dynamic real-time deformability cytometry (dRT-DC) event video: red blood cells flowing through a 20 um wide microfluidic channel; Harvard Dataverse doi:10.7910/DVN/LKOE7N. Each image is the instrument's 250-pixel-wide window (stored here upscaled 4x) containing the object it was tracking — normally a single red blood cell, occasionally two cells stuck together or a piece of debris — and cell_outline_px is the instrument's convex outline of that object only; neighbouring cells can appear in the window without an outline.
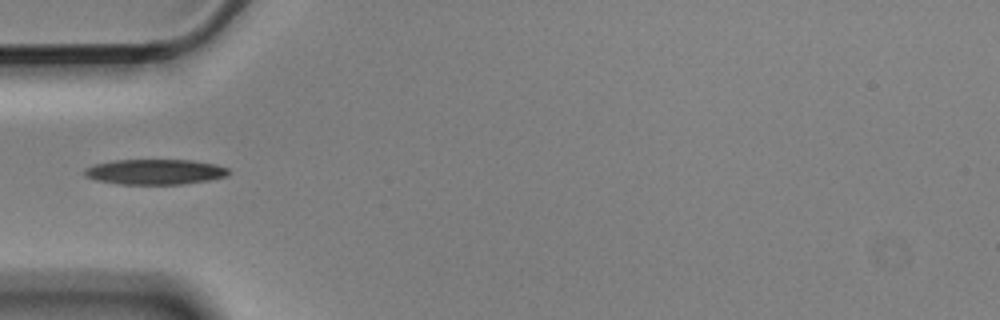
{"species": "Egyptian fruit bat (a non-hibernating species)", "species_latin": "Rousettus aegyptiacus", "temperature_condition": "cold", "stored_images_in_passage": 5, "camera_frame_rate_fps": 3000, "um_per_image_px": 0.085, "animal": {"sex": "male"}, "frame": {"image": 1, "passage_image": 5, "time_ms": 1.333, "image_size_px": [1000, 320], "cell_outline_px": [[228, 172], [224, 176], [208, 180], [180, 184], [120, 184], [96, 180], [84, 176], [84, 168], [96, 164], [112, 160], [192, 160], [216, 164], [228, 168]], "centroid_in_image_um": [13.13, 14.6], "position_along_channel_um": 71.9, "area_um2": 21.1}}